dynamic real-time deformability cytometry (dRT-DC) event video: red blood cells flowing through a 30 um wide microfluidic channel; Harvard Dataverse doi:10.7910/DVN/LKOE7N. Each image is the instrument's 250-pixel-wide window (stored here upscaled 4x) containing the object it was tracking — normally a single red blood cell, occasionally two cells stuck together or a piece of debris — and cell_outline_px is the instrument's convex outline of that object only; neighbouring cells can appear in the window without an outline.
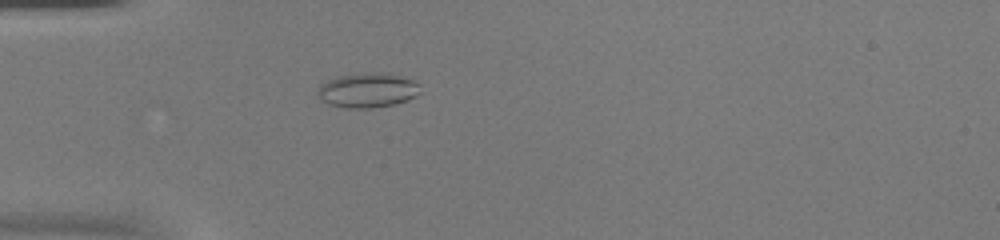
{"species": "common noctule bat (a hibernating species)", "species_latin": "Nyctalus noctula", "temperature_condition": "warm", "stored_images_in_passage": 40, "camera_frame_rate_fps": 3000, "um_per_image_px": 0.085, "animal": {"sex": "female", "body_mass_g": 20.0, "forearm_length_mm": 54.0}, "frame": {"image": 1, "passage_image": 3, "time_ms": 0.667, "image_size_px": [1000, 240], "cell_outline_px": [[420, 92], [416, 96], [408, 100], [396, 104], [372, 108], [344, 108], [328, 104], [320, 100], [316, 92], [320, 84], [336, 76], [364, 72], [388, 72], [412, 80], [420, 84]], "centroid_in_image_um": [31.23, 7.66], "position_along_channel_um": 53.8, "area_um2": 21.21}}
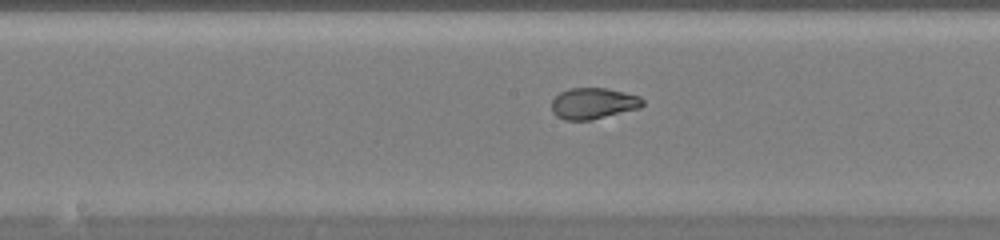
{"frame": {"image": 2, "passage_image": 15, "time_ms": 4.667, "image_size_px": [1000, 240], "cell_outline_px": [[644, 104], [640, 108], [592, 120], [564, 120], [556, 116], [552, 112], [552, 100], [560, 92], [572, 88], [604, 88], [624, 92], [640, 96], [644, 100]], "centroid_in_image_um": [50.44, 8.8], "position_along_channel_um": 197.8, "area_um2": 16.59}}
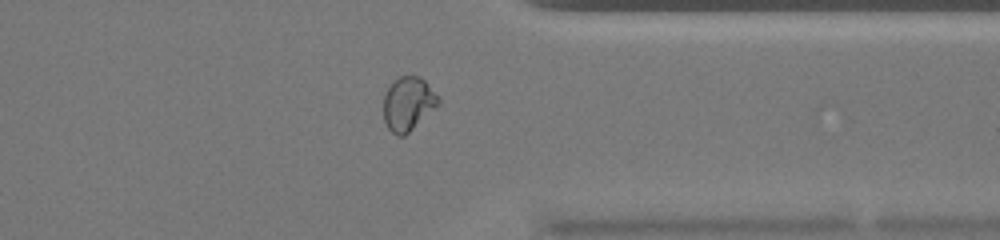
{"frame": {"image": 3, "passage_image": 29, "time_ms": 9.333, "image_size_px": [1000, 240], "cell_outline_px": [[440, 104], [436, 108], [404, 136], [396, 136], [388, 128], [384, 120], [384, 96], [392, 80], [400, 76], [420, 76], [440, 96]], "centroid_in_image_um": [34.71, 8.81], "position_along_channel_um": 376.7, "area_um2": 17.34}}